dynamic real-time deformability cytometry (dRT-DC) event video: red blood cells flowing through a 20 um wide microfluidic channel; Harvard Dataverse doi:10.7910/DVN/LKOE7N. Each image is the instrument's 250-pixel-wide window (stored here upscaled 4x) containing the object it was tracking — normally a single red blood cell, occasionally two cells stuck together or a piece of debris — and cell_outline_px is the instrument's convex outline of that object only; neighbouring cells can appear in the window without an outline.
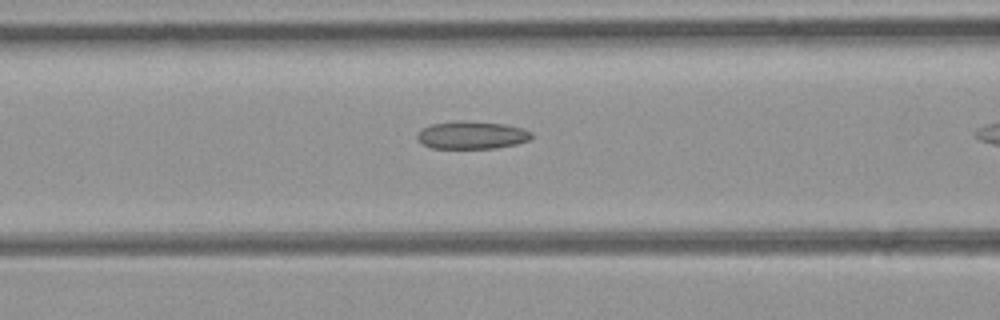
{"species": "common noctule bat (a hibernating species)", "species_latin": "Nyctalus noctula", "temperature_condition": "room temperature", "stored_images_in_passage": 10, "camera_frame_rate_fps": 3000, "um_per_image_px": 0.085, "animal": {"sex": "female", "body_mass_g": 21.9}, "frame": {"image": 1, "passage_image": 6, "time_ms": 1.667, "image_size_px": [1000, 320], "cell_outline_px": [[532, 136], [528, 140], [516, 144], [496, 148], [432, 148], [420, 144], [416, 140], [416, 136], [424, 128], [432, 124], [456, 120], [460, 120], [504, 124], [524, 128], [532, 132]], "centroid_in_image_um": [40.09, 11.48], "position_along_channel_um": 126.5, "area_um2": 18.55}}
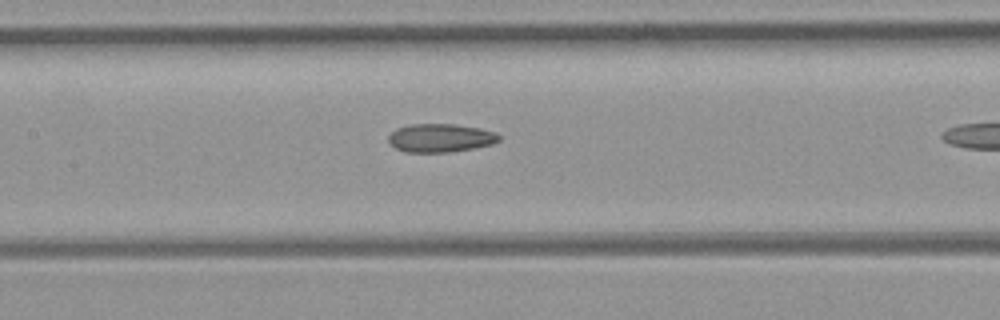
{"frame": {"image": 2, "passage_image": 9, "time_ms": 2.667, "image_size_px": [1000, 320], "cell_outline_px": [[500, 140], [492, 144], [472, 148], [448, 152], [404, 152], [388, 144], [388, 136], [396, 128], [412, 124], [452, 124], [480, 128], [496, 132], [500, 136]], "centroid_in_image_um": [37.41, 11.72], "position_along_channel_um": 170.0, "area_um2": 18.32}}